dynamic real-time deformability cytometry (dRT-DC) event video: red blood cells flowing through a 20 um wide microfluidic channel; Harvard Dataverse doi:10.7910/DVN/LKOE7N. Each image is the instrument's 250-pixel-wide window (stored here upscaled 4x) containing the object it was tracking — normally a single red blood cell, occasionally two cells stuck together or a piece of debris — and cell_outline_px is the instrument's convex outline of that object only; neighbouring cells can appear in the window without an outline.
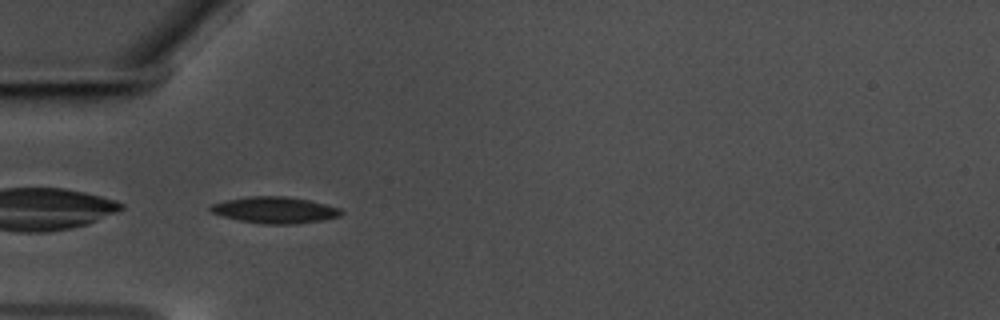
{"species": "common noctule bat (a hibernating species)", "species_latin": "Nyctalus noctula", "temperature_condition": "warm", "stored_images_in_passage": 41, "camera_frame_rate_fps": 3000, "um_per_image_px": 0.085, "animal": {"sex": "male", "body_mass_g": 17.5, "forearm_length_mm": 52.3}, "frame": {"image": 1, "passage_image": 1, "time_ms": 0.0, "image_size_px": [1000, 320], "cell_outline_px": [[344, 212], [340, 216], [324, 220], [292, 224], [264, 224], [240, 220], [224, 216], [212, 212], [208, 208], [212, 204], [228, 200], [248, 196], [284, 196], [308, 200], [340, 208]], "centroid_in_image_um": [23.39, 17.85], "position_along_channel_um": 61.6, "area_um2": 19.88}}
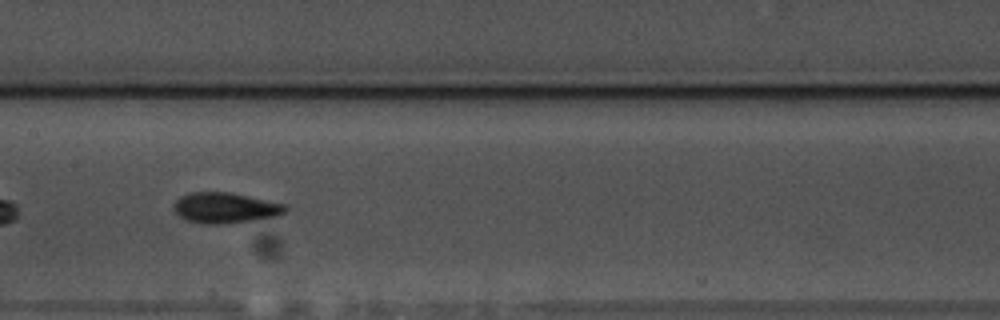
{"frame": {"image": 2, "passage_image": 12, "time_ms": 3.667, "image_size_px": [1000, 320], "cell_outline_px": [[288, 208], [284, 212], [276, 216], [228, 224], [204, 224], [184, 220], [172, 208], [172, 204], [180, 196], [192, 192], [228, 192], [248, 196], [284, 204]], "centroid_in_image_um": [19.08, 17.67], "position_along_channel_um": 188.3, "area_um2": 19.88}}
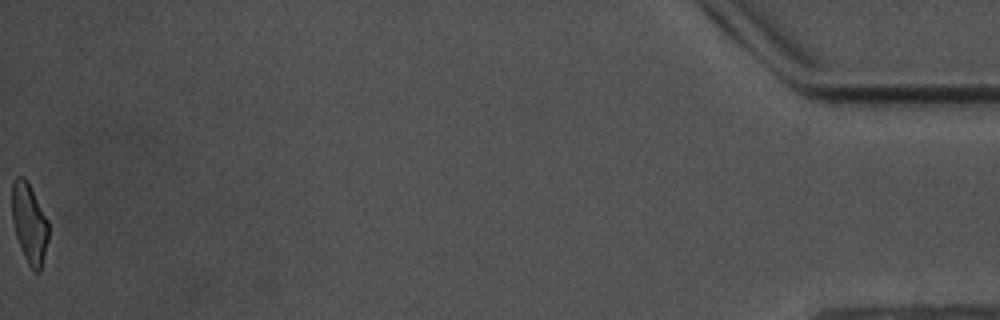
{"frame": {"image": 3, "passage_image": 41, "time_ms": 13.333, "image_size_px": [1000, 320], "cell_outline_px": [[48, 240], [40, 272], [36, 272], [28, 264], [20, 248], [16, 236], [12, 220], [12, 180], [16, 176], [24, 176], [28, 180], [48, 220]], "centroid_in_image_um": [2.48, 18.93], "position_along_channel_um": 432.7, "area_um2": 17.17}, "authors_computed_cell_mechanics": {"area_um2": 18.6694, "velocity_mm_per_s": 3.5408, "shape_relaxation_time_tau1_ms": 3.0158, "shape_relaxation_time_tau2_ms": 2.1614, "deformation_change_tau1": 0.1408, "deformation_change_tau2": 0.0936}}